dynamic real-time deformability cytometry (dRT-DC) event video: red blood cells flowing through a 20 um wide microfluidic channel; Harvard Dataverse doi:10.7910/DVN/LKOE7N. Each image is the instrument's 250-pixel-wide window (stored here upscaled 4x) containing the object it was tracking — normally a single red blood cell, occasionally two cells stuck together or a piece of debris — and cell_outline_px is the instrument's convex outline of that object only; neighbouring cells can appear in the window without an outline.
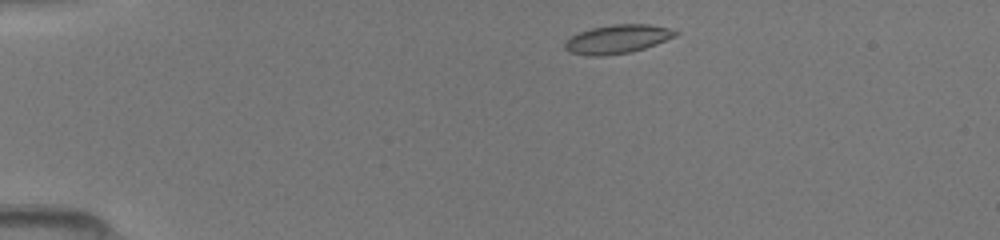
{"species": "common noctule bat (a hibernating species)", "species_latin": "Nyctalus noctula", "temperature_condition": "room temperature", "stored_images_in_passage": 41, "camera_frame_rate_fps": 3000, "um_per_image_px": 0.085, "animal": {"sex": "female", "body_mass_g": 19.5, "forearm_length_mm": 54.1}, "frame": {"image": 1, "passage_image": 2, "time_ms": 0.333, "image_size_px": [1000, 240], "cell_outline_px": [[680, 32], [676, 36], [656, 44], [632, 52], [604, 56], [588, 56], [568, 52], [564, 48], [564, 40], [580, 32], [592, 28], [612, 24], [648, 24], [668, 28]], "centroid_in_image_um": [52.45, 3.33], "position_along_channel_um": 32.5, "area_um2": 18.61}}
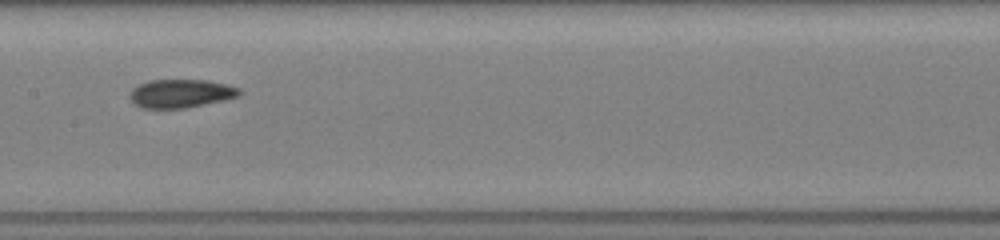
{"frame": {"image": 2, "passage_image": 18, "time_ms": 5.667, "image_size_px": [1000, 240], "cell_outline_px": [[240, 96], [224, 100], [184, 108], [140, 108], [128, 96], [128, 92], [132, 88], [148, 80], [208, 80], [240, 88]], "centroid_in_image_um": [15.34, 7.94], "position_along_channel_um": 192.1, "area_um2": 18.15}}
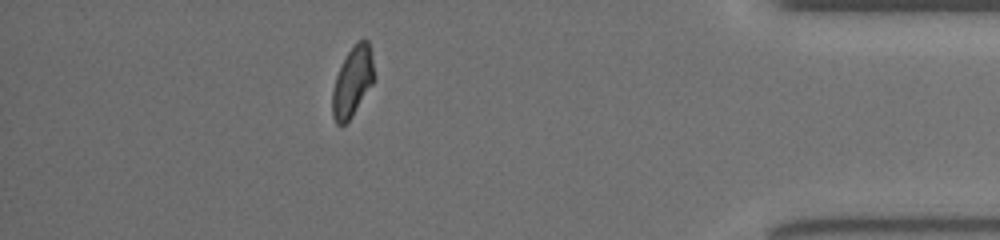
{"frame": {"image": 3, "passage_image": 36, "time_ms": 11.667, "image_size_px": [1000, 240], "cell_outline_px": [[376, 76], [372, 84], [352, 116], [340, 128], [336, 124], [332, 116], [332, 88], [336, 76], [352, 44], [356, 40], [368, 40], [372, 56]], "centroid_in_image_um": [29.96, 6.94], "position_along_channel_um": 405.2, "area_um2": 17.17}}